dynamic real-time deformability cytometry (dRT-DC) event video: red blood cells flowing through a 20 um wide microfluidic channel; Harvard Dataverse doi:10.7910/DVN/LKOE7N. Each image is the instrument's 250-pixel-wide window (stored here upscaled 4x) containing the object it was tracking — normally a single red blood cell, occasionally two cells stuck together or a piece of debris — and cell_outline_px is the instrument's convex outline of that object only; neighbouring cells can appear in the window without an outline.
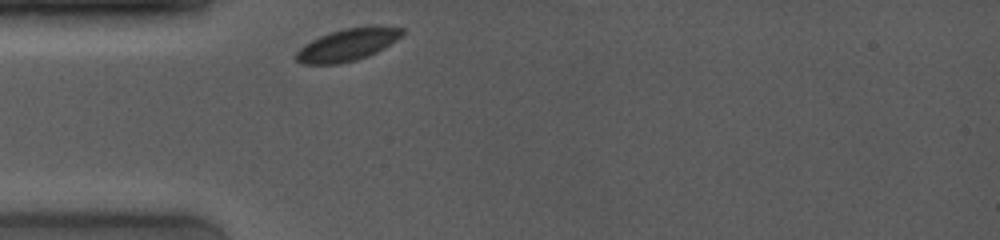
{"species": "common noctule bat (a hibernating species)", "species_latin": "Nyctalus noctula", "temperature_condition": "room temperature", "stored_images_in_passage": 29, "camera_frame_rate_fps": 4000, "um_per_image_px": 0.085, "animal": {"sex": "female", "body_mass_g": 19.0, "forearm_length_mm": 53.3}, "frame": {"image": 1, "passage_image": 1, "time_ms": 0.0, "image_size_px": [1000, 240], "cell_outline_px": [[404, 32], [396, 40], [376, 52], [368, 56], [356, 60], [340, 64], [304, 64], [296, 60], [296, 52], [304, 44], [320, 36], [344, 28], [404, 28]], "centroid_in_image_um": [29.47, 3.85], "position_along_channel_um": 55.5, "area_um2": 19.19}}
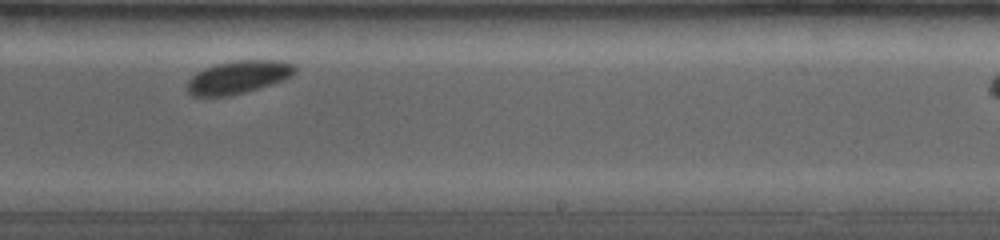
{"frame": {"image": 2, "passage_image": 18, "time_ms": 5.75, "image_size_px": [1000, 240], "cell_outline_px": [[296, 72], [292, 76], [284, 80], [232, 96], [192, 96], [188, 92], [188, 80], [196, 72], [204, 68], [216, 64], [236, 60], [280, 60], [296, 64]], "centroid_in_image_um": [20.28, 6.55], "position_along_channel_um": 268.7, "area_um2": 20.81}}
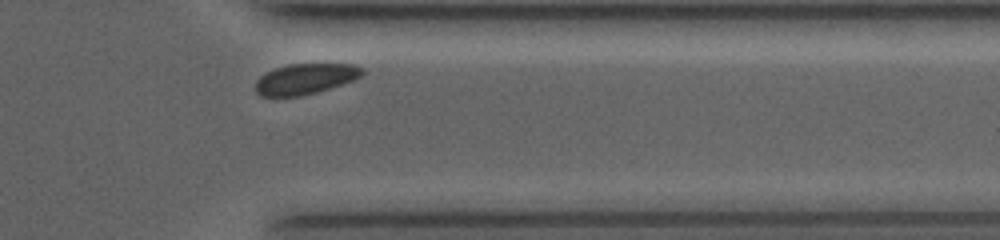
{"frame": {"image": 3, "passage_image": 27, "time_ms": 8.75, "image_size_px": [1000, 240], "cell_outline_px": [[364, 72], [360, 76], [352, 80], [316, 92], [300, 96], [260, 96], [256, 92], [256, 80], [260, 76], [276, 68], [288, 64], [352, 64], [364, 68]], "centroid_in_image_um": [25.93, 6.7], "position_along_channel_um": 385.5, "area_um2": 18.73}}